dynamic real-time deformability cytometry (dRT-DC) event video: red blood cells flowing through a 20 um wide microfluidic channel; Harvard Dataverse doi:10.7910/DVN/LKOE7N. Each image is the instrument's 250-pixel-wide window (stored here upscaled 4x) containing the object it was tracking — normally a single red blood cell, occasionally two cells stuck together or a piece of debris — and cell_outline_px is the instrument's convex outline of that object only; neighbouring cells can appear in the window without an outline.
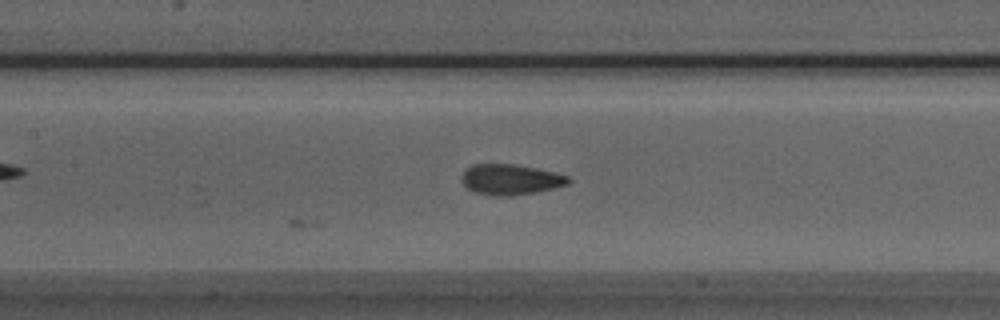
{"species": "Egyptian fruit bat (a non-hibernating species)", "species_latin": "Rousettus aegyptiacus", "temperature_condition": "room temperature", "stored_images_in_passage": 7, "segment_of_instrument_passage": [1, 2], "camera_frame_rate_fps": 3000, "um_per_image_px": 0.085, "animal": {"sex": "male"}, "frame": {"image": 1, "passage_image": 6, "time_ms": 1.667, "image_size_px": [1000, 320], "cell_outline_px": [[572, 180], [568, 184], [536, 192], [512, 196], [496, 196], [476, 192], [468, 188], [460, 180], [460, 176], [464, 168], [472, 164], [512, 164], [536, 168], [568, 176]], "centroid_in_image_um": [43.34, 15.25], "position_along_channel_um": 164.1, "area_um2": 19.02}}